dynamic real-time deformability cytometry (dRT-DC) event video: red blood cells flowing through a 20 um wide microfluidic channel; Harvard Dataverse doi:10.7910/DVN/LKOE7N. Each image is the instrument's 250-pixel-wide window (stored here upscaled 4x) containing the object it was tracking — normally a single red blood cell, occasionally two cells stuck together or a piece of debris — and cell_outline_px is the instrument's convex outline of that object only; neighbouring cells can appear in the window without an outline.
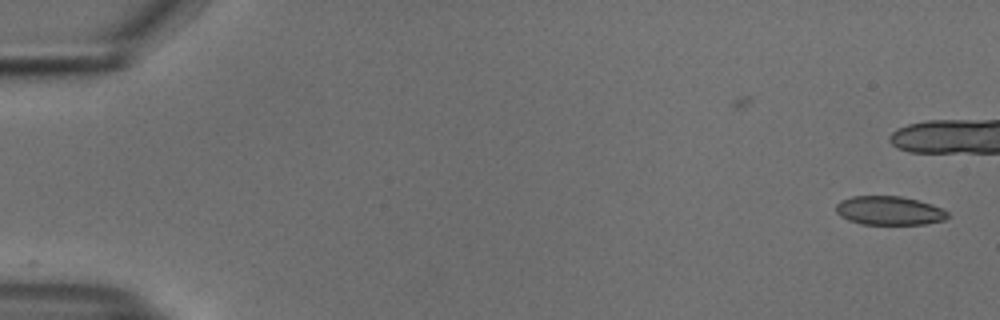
{"species": "common noctule bat (a hibernating species)", "species_latin": "Nyctalus noctula", "temperature_condition": "cold", "stored_images_in_passage": 43, "camera_frame_rate_fps": 3000, "um_per_image_px": 0.085, "animal": {"sex": "male", "body_mass_g": 18.8}, "frame": {"image": 1, "passage_image": 1, "time_ms": 0.0, "image_size_px": [1000, 320], "cell_outline_px": [[948, 216], [944, 220], [924, 224], [864, 224], [848, 220], [840, 216], [836, 212], [836, 204], [840, 200], [852, 196], [900, 196], [932, 204], [948, 212]], "centroid_in_image_um": [75.55, 17.9], "position_along_channel_um": 9.4, "area_um2": 18.67}}